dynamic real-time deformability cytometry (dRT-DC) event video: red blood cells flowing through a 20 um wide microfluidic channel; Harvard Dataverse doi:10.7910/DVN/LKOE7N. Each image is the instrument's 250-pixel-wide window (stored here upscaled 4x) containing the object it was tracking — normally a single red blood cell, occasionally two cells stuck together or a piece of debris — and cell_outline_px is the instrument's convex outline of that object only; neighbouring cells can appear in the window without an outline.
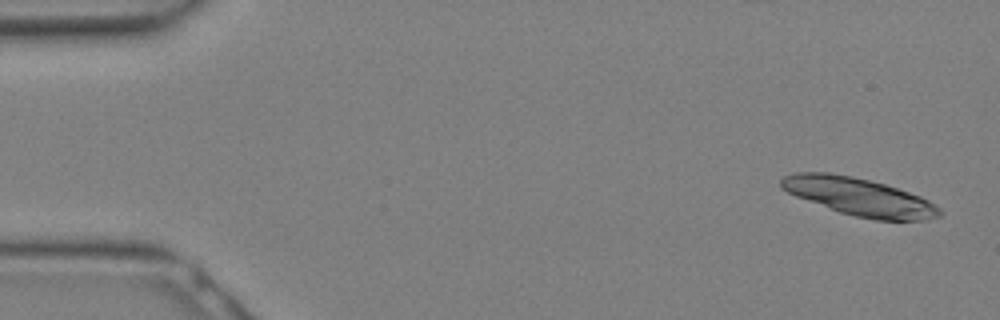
{"species": "Egyptian fruit bat (a non-hibernating species)", "species_latin": "Rousettus aegyptiacus", "temperature_condition": "warm", "stored_images_in_passage": 11, "camera_frame_rate_fps": 3000, "um_per_image_px": 0.085, "animal": {"sex": "female"}, "frame": {"image": 1, "passage_image": 1, "time_ms": 0.0, "image_size_px": [1000, 320], "cell_outline_px": [[944, 212], [940, 216], [924, 220], [876, 220], [856, 216], [840, 212], [796, 196], [780, 188], [780, 180], [784, 176], [796, 172], [828, 172], [852, 176], [884, 184], [920, 196], [928, 200], [940, 208]], "centroid_in_image_um": [73.03, 16.72], "position_along_channel_um": 12.0, "area_um2": 34.56}}